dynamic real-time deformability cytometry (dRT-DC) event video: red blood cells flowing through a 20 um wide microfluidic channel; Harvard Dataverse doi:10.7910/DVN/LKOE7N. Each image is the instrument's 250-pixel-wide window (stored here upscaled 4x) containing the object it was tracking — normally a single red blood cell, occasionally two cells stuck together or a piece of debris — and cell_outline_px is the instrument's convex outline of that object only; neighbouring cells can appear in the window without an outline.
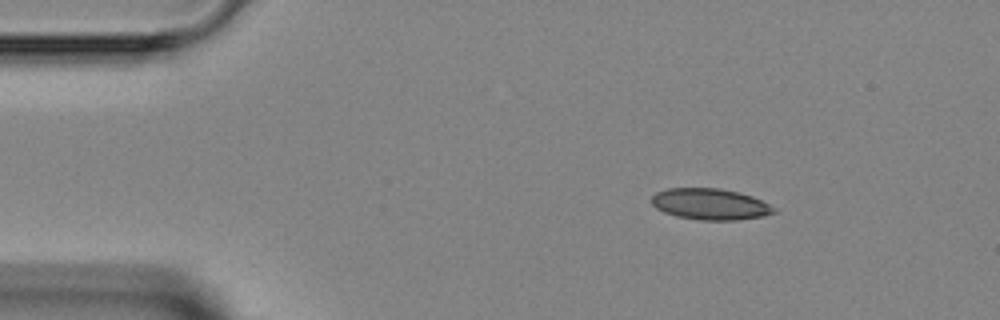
{"species": "Egyptian fruit bat (a non-hibernating species)", "species_latin": "Rousettus aegyptiacus", "temperature_condition": "room temperature", "stored_images_in_passage": 3, "camera_frame_rate_fps": 3000, "um_per_image_px": 0.085, "animal": {"sex": "female"}, "frame": {"image": 1, "passage_image": 1, "time_ms": 0.0, "image_size_px": [1000, 320], "cell_outline_px": [[776, 212], [764, 216], [736, 220], [700, 220], [676, 216], [664, 212], [656, 208], [652, 204], [652, 196], [656, 192], [668, 188], [720, 188], [740, 192], [752, 196], [776, 208]], "centroid_in_image_um": [60.37, 17.35], "position_along_channel_um": 24.6, "area_um2": 22.31}}